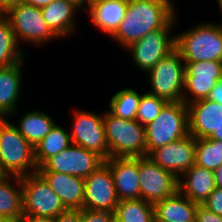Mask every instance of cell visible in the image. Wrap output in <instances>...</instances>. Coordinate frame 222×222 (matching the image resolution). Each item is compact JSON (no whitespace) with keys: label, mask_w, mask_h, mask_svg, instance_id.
Segmentation results:
<instances>
[{"label":"cell","mask_w":222,"mask_h":222,"mask_svg":"<svg viewBox=\"0 0 222 222\" xmlns=\"http://www.w3.org/2000/svg\"><path fill=\"white\" fill-rule=\"evenodd\" d=\"M172 0H129L124 20L111 35L124 48L165 27L176 15Z\"/></svg>","instance_id":"cell-1"},{"label":"cell","mask_w":222,"mask_h":222,"mask_svg":"<svg viewBox=\"0 0 222 222\" xmlns=\"http://www.w3.org/2000/svg\"><path fill=\"white\" fill-rule=\"evenodd\" d=\"M37 172L34 148L13 123L0 118V173L23 177Z\"/></svg>","instance_id":"cell-2"},{"label":"cell","mask_w":222,"mask_h":222,"mask_svg":"<svg viewBox=\"0 0 222 222\" xmlns=\"http://www.w3.org/2000/svg\"><path fill=\"white\" fill-rule=\"evenodd\" d=\"M175 37L184 62L222 61V23L197 24Z\"/></svg>","instance_id":"cell-3"},{"label":"cell","mask_w":222,"mask_h":222,"mask_svg":"<svg viewBox=\"0 0 222 222\" xmlns=\"http://www.w3.org/2000/svg\"><path fill=\"white\" fill-rule=\"evenodd\" d=\"M103 124L110 157L147 156L145 126L136 120L103 114Z\"/></svg>","instance_id":"cell-4"},{"label":"cell","mask_w":222,"mask_h":222,"mask_svg":"<svg viewBox=\"0 0 222 222\" xmlns=\"http://www.w3.org/2000/svg\"><path fill=\"white\" fill-rule=\"evenodd\" d=\"M147 156L155 149L189 134L188 107L184 101L168 102L159 115L145 126Z\"/></svg>","instance_id":"cell-5"},{"label":"cell","mask_w":222,"mask_h":222,"mask_svg":"<svg viewBox=\"0 0 222 222\" xmlns=\"http://www.w3.org/2000/svg\"><path fill=\"white\" fill-rule=\"evenodd\" d=\"M185 63L175 48L148 71L151 91L149 94L167 102L183 101Z\"/></svg>","instance_id":"cell-6"},{"label":"cell","mask_w":222,"mask_h":222,"mask_svg":"<svg viewBox=\"0 0 222 222\" xmlns=\"http://www.w3.org/2000/svg\"><path fill=\"white\" fill-rule=\"evenodd\" d=\"M23 215L55 219L67 210L50 185L37 172L21 177Z\"/></svg>","instance_id":"cell-7"},{"label":"cell","mask_w":222,"mask_h":222,"mask_svg":"<svg viewBox=\"0 0 222 222\" xmlns=\"http://www.w3.org/2000/svg\"><path fill=\"white\" fill-rule=\"evenodd\" d=\"M4 15L10 22L18 44L22 40L43 45L48 40L59 38L44 20L41 8L21 3L9 8Z\"/></svg>","instance_id":"cell-8"},{"label":"cell","mask_w":222,"mask_h":222,"mask_svg":"<svg viewBox=\"0 0 222 222\" xmlns=\"http://www.w3.org/2000/svg\"><path fill=\"white\" fill-rule=\"evenodd\" d=\"M175 21L176 16L165 27L149 32L126 48L130 50L132 61L140 70L147 73L176 48V37L169 34Z\"/></svg>","instance_id":"cell-9"},{"label":"cell","mask_w":222,"mask_h":222,"mask_svg":"<svg viewBox=\"0 0 222 222\" xmlns=\"http://www.w3.org/2000/svg\"><path fill=\"white\" fill-rule=\"evenodd\" d=\"M103 163L104 159L96 152L71 144L47 159L38 168V172H59L85 179Z\"/></svg>","instance_id":"cell-10"},{"label":"cell","mask_w":222,"mask_h":222,"mask_svg":"<svg viewBox=\"0 0 222 222\" xmlns=\"http://www.w3.org/2000/svg\"><path fill=\"white\" fill-rule=\"evenodd\" d=\"M140 198L155 204L178 191V178L148 156L139 157Z\"/></svg>","instance_id":"cell-11"},{"label":"cell","mask_w":222,"mask_h":222,"mask_svg":"<svg viewBox=\"0 0 222 222\" xmlns=\"http://www.w3.org/2000/svg\"><path fill=\"white\" fill-rule=\"evenodd\" d=\"M184 63L183 101L188 105L194 101L206 99L215 85L222 80V61ZM190 94L191 96H188Z\"/></svg>","instance_id":"cell-12"},{"label":"cell","mask_w":222,"mask_h":222,"mask_svg":"<svg viewBox=\"0 0 222 222\" xmlns=\"http://www.w3.org/2000/svg\"><path fill=\"white\" fill-rule=\"evenodd\" d=\"M74 115L70 132L72 144L94 151L104 160L108 159L109 147L106 141L103 115L82 109L76 110Z\"/></svg>","instance_id":"cell-13"},{"label":"cell","mask_w":222,"mask_h":222,"mask_svg":"<svg viewBox=\"0 0 222 222\" xmlns=\"http://www.w3.org/2000/svg\"><path fill=\"white\" fill-rule=\"evenodd\" d=\"M118 203L110 168L104 162L85 178L83 209L114 213Z\"/></svg>","instance_id":"cell-14"},{"label":"cell","mask_w":222,"mask_h":222,"mask_svg":"<svg viewBox=\"0 0 222 222\" xmlns=\"http://www.w3.org/2000/svg\"><path fill=\"white\" fill-rule=\"evenodd\" d=\"M196 138L188 134L186 137L155 149L148 157L176 178L195 164Z\"/></svg>","instance_id":"cell-15"},{"label":"cell","mask_w":222,"mask_h":222,"mask_svg":"<svg viewBox=\"0 0 222 222\" xmlns=\"http://www.w3.org/2000/svg\"><path fill=\"white\" fill-rule=\"evenodd\" d=\"M109 166L119 201L140 199L139 157H110Z\"/></svg>","instance_id":"cell-16"},{"label":"cell","mask_w":222,"mask_h":222,"mask_svg":"<svg viewBox=\"0 0 222 222\" xmlns=\"http://www.w3.org/2000/svg\"><path fill=\"white\" fill-rule=\"evenodd\" d=\"M189 134L196 139L208 138L222 121V104L200 99L187 105Z\"/></svg>","instance_id":"cell-17"},{"label":"cell","mask_w":222,"mask_h":222,"mask_svg":"<svg viewBox=\"0 0 222 222\" xmlns=\"http://www.w3.org/2000/svg\"><path fill=\"white\" fill-rule=\"evenodd\" d=\"M60 198L66 210H82L85 179L59 172H38Z\"/></svg>","instance_id":"cell-18"},{"label":"cell","mask_w":222,"mask_h":222,"mask_svg":"<svg viewBox=\"0 0 222 222\" xmlns=\"http://www.w3.org/2000/svg\"><path fill=\"white\" fill-rule=\"evenodd\" d=\"M178 179V191L191 201L202 205L215 190L214 171L194 164Z\"/></svg>","instance_id":"cell-19"},{"label":"cell","mask_w":222,"mask_h":222,"mask_svg":"<svg viewBox=\"0 0 222 222\" xmlns=\"http://www.w3.org/2000/svg\"><path fill=\"white\" fill-rule=\"evenodd\" d=\"M128 0L91 1L88 7L89 16L99 30L112 35L124 20Z\"/></svg>","instance_id":"cell-20"},{"label":"cell","mask_w":222,"mask_h":222,"mask_svg":"<svg viewBox=\"0 0 222 222\" xmlns=\"http://www.w3.org/2000/svg\"><path fill=\"white\" fill-rule=\"evenodd\" d=\"M23 63L21 61L11 66L0 67V118L17 113V101L22 87Z\"/></svg>","instance_id":"cell-21"},{"label":"cell","mask_w":222,"mask_h":222,"mask_svg":"<svg viewBox=\"0 0 222 222\" xmlns=\"http://www.w3.org/2000/svg\"><path fill=\"white\" fill-rule=\"evenodd\" d=\"M198 205L176 191L154 204L155 222H193Z\"/></svg>","instance_id":"cell-22"},{"label":"cell","mask_w":222,"mask_h":222,"mask_svg":"<svg viewBox=\"0 0 222 222\" xmlns=\"http://www.w3.org/2000/svg\"><path fill=\"white\" fill-rule=\"evenodd\" d=\"M76 10H78L77 7L68 0H53L50 4L41 8L44 20L60 38L68 37L73 31H76V23L73 19Z\"/></svg>","instance_id":"cell-23"},{"label":"cell","mask_w":222,"mask_h":222,"mask_svg":"<svg viewBox=\"0 0 222 222\" xmlns=\"http://www.w3.org/2000/svg\"><path fill=\"white\" fill-rule=\"evenodd\" d=\"M16 185H14L12 182ZM23 215V191L21 177L0 176V217L21 218Z\"/></svg>","instance_id":"cell-24"},{"label":"cell","mask_w":222,"mask_h":222,"mask_svg":"<svg viewBox=\"0 0 222 222\" xmlns=\"http://www.w3.org/2000/svg\"><path fill=\"white\" fill-rule=\"evenodd\" d=\"M22 116L20 117L19 125H16V127L33 148L45 138L56 124L50 115L40 110L27 112Z\"/></svg>","instance_id":"cell-25"},{"label":"cell","mask_w":222,"mask_h":222,"mask_svg":"<svg viewBox=\"0 0 222 222\" xmlns=\"http://www.w3.org/2000/svg\"><path fill=\"white\" fill-rule=\"evenodd\" d=\"M72 144L70 133L55 124L52 130L34 148V159L39 168L47 159L57 155Z\"/></svg>","instance_id":"cell-26"},{"label":"cell","mask_w":222,"mask_h":222,"mask_svg":"<svg viewBox=\"0 0 222 222\" xmlns=\"http://www.w3.org/2000/svg\"><path fill=\"white\" fill-rule=\"evenodd\" d=\"M8 18L0 14V67L11 66L24 61Z\"/></svg>","instance_id":"cell-27"},{"label":"cell","mask_w":222,"mask_h":222,"mask_svg":"<svg viewBox=\"0 0 222 222\" xmlns=\"http://www.w3.org/2000/svg\"><path fill=\"white\" fill-rule=\"evenodd\" d=\"M114 214L122 222H155L154 204L141 198L119 201Z\"/></svg>","instance_id":"cell-28"},{"label":"cell","mask_w":222,"mask_h":222,"mask_svg":"<svg viewBox=\"0 0 222 222\" xmlns=\"http://www.w3.org/2000/svg\"><path fill=\"white\" fill-rule=\"evenodd\" d=\"M141 94L131 88H124L115 93L109 102L108 110L116 117L135 120Z\"/></svg>","instance_id":"cell-29"},{"label":"cell","mask_w":222,"mask_h":222,"mask_svg":"<svg viewBox=\"0 0 222 222\" xmlns=\"http://www.w3.org/2000/svg\"><path fill=\"white\" fill-rule=\"evenodd\" d=\"M195 164L214 171L222 164V141L209 138L196 139Z\"/></svg>","instance_id":"cell-30"},{"label":"cell","mask_w":222,"mask_h":222,"mask_svg":"<svg viewBox=\"0 0 222 222\" xmlns=\"http://www.w3.org/2000/svg\"><path fill=\"white\" fill-rule=\"evenodd\" d=\"M167 103L166 100L148 92L142 93L135 120L141 125L146 126L159 115Z\"/></svg>","instance_id":"cell-31"},{"label":"cell","mask_w":222,"mask_h":222,"mask_svg":"<svg viewBox=\"0 0 222 222\" xmlns=\"http://www.w3.org/2000/svg\"><path fill=\"white\" fill-rule=\"evenodd\" d=\"M114 213L107 211L81 210V222H113Z\"/></svg>","instance_id":"cell-32"},{"label":"cell","mask_w":222,"mask_h":222,"mask_svg":"<svg viewBox=\"0 0 222 222\" xmlns=\"http://www.w3.org/2000/svg\"><path fill=\"white\" fill-rule=\"evenodd\" d=\"M202 206L209 211L222 216V188L216 187Z\"/></svg>","instance_id":"cell-33"},{"label":"cell","mask_w":222,"mask_h":222,"mask_svg":"<svg viewBox=\"0 0 222 222\" xmlns=\"http://www.w3.org/2000/svg\"><path fill=\"white\" fill-rule=\"evenodd\" d=\"M196 222H222V216L209 211L202 205H198L196 210Z\"/></svg>","instance_id":"cell-34"},{"label":"cell","mask_w":222,"mask_h":222,"mask_svg":"<svg viewBox=\"0 0 222 222\" xmlns=\"http://www.w3.org/2000/svg\"><path fill=\"white\" fill-rule=\"evenodd\" d=\"M53 222H81V210H67L53 219Z\"/></svg>","instance_id":"cell-35"},{"label":"cell","mask_w":222,"mask_h":222,"mask_svg":"<svg viewBox=\"0 0 222 222\" xmlns=\"http://www.w3.org/2000/svg\"><path fill=\"white\" fill-rule=\"evenodd\" d=\"M207 99L222 104V80L217 83L215 87L210 91Z\"/></svg>","instance_id":"cell-36"},{"label":"cell","mask_w":222,"mask_h":222,"mask_svg":"<svg viewBox=\"0 0 222 222\" xmlns=\"http://www.w3.org/2000/svg\"><path fill=\"white\" fill-rule=\"evenodd\" d=\"M25 3V0H0V14H4L12 6Z\"/></svg>","instance_id":"cell-37"},{"label":"cell","mask_w":222,"mask_h":222,"mask_svg":"<svg viewBox=\"0 0 222 222\" xmlns=\"http://www.w3.org/2000/svg\"><path fill=\"white\" fill-rule=\"evenodd\" d=\"M20 222H53V219L33 215H22Z\"/></svg>","instance_id":"cell-38"},{"label":"cell","mask_w":222,"mask_h":222,"mask_svg":"<svg viewBox=\"0 0 222 222\" xmlns=\"http://www.w3.org/2000/svg\"><path fill=\"white\" fill-rule=\"evenodd\" d=\"M215 186L222 188V164L214 170Z\"/></svg>","instance_id":"cell-39"},{"label":"cell","mask_w":222,"mask_h":222,"mask_svg":"<svg viewBox=\"0 0 222 222\" xmlns=\"http://www.w3.org/2000/svg\"><path fill=\"white\" fill-rule=\"evenodd\" d=\"M53 0H25V3L29 5H33L37 8H42L48 4H50Z\"/></svg>","instance_id":"cell-40"},{"label":"cell","mask_w":222,"mask_h":222,"mask_svg":"<svg viewBox=\"0 0 222 222\" xmlns=\"http://www.w3.org/2000/svg\"><path fill=\"white\" fill-rule=\"evenodd\" d=\"M208 138L211 140H221L222 141V121L219 124L217 130H214V132Z\"/></svg>","instance_id":"cell-41"},{"label":"cell","mask_w":222,"mask_h":222,"mask_svg":"<svg viewBox=\"0 0 222 222\" xmlns=\"http://www.w3.org/2000/svg\"><path fill=\"white\" fill-rule=\"evenodd\" d=\"M70 3H72L74 6H76L78 9L82 8L83 6L89 7V4L91 3V0H68Z\"/></svg>","instance_id":"cell-42"},{"label":"cell","mask_w":222,"mask_h":222,"mask_svg":"<svg viewBox=\"0 0 222 222\" xmlns=\"http://www.w3.org/2000/svg\"><path fill=\"white\" fill-rule=\"evenodd\" d=\"M0 222H20V218H13V217H0Z\"/></svg>","instance_id":"cell-43"},{"label":"cell","mask_w":222,"mask_h":222,"mask_svg":"<svg viewBox=\"0 0 222 222\" xmlns=\"http://www.w3.org/2000/svg\"><path fill=\"white\" fill-rule=\"evenodd\" d=\"M217 3H218V5H219V7H220V10H221V12H222V0H217Z\"/></svg>","instance_id":"cell-44"},{"label":"cell","mask_w":222,"mask_h":222,"mask_svg":"<svg viewBox=\"0 0 222 222\" xmlns=\"http://www.w3.org/2000/svg\"><path fill=\"white\" fill-rule=\"evenodd\" d=\"M113 222H122V221L119 220V219L114 215Z\"/></svg>","instance_id":"cell-45"}]
</instances>
